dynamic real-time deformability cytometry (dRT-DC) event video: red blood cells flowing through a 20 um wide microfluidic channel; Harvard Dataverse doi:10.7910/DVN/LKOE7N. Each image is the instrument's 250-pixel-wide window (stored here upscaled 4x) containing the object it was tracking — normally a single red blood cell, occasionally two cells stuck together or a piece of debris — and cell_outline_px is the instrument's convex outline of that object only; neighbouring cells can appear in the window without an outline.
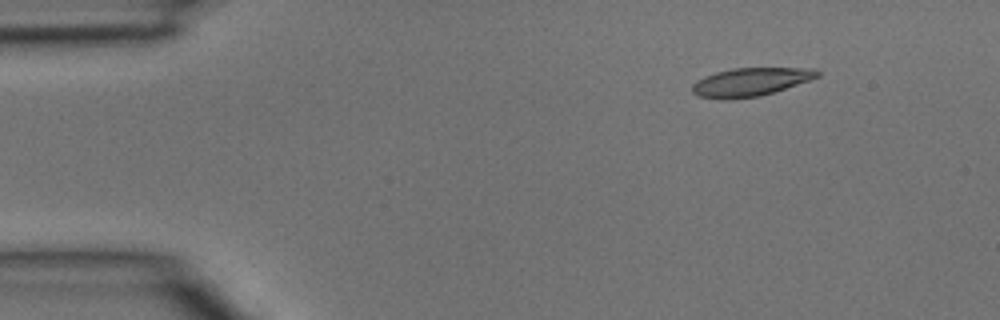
{"species": "common noctule bat (a hibernating species)", "species_latin": "Nyctalus noctula", "temperature_condition": "room temperature", "stored_images_in_passage": 4, "camera_frame_rate_fps": 3000, "um_per_image_px": 0.085, "animal": {"sex": "male", "body_mass_g": 15.6}, "frame": {"image": 1, "passage_image": 2, "time_ms": 0.333, "image_size_px": [1000, 320], "cell_outline_px": [[820, 76], [760, 96], [696, 96], [692, 92], [692, 84], [696, 80], [704, 76], [716, 72], [732, 68], [816, 68], [820, 72]], "centroid_in_image_um": [63.83, 6.9], "position_along_channel_um": 21.2, "area_um2": 19.71}}
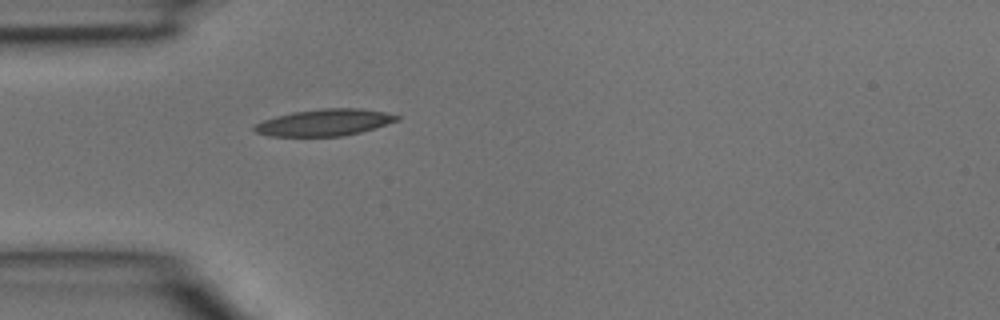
{"frame": {"image": 2, "passage_image": 4, "time_ms": 1.0, "image_size_px": [1000, 320], "cell_outline_px": [[400, 120], [360, 132], [344, 136], [268, 136], [256, 132], [252, 128], [256, 124], [264, 120], [276, 116], [292, 112], [324, 108], [360, 108], [384, 112], [400, 116]], "centroid_in_image_um": [27.58, 10.41], "position_along_channel_um": 57.4, "area_um2": 22.08}}